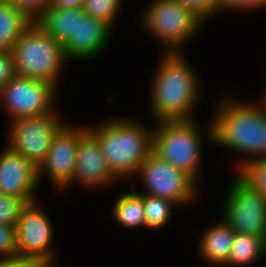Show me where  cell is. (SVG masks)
I'll return each instance as SVG.
<instances>
[{
    "mask_svg": "<svg viewBox=\"0 0 266 267\" xmlns=\"http://www.w3.org/2000/svg\"><path fill=\"white\" fill-rule=\"evenodd\" d=\"M226 93L216 98L209 119L213 145L239 154V159H243L235 163L233 169L237 172L248 162L266 157V102L261 97V101H254Z\"/></svg>",
    "mask_w": 266,
    "mask_h": 267,
    "instance_id": "cell-1",
    "label": "cell"
},
{
    "mask_svg": "<svg viewBox=\"0 0 266 267\" xmlns=\"http://www.w3.org/2000/svg\"><path fill=\"white\" fill-rule=\"evenodd\" d=\"M160 54L147 97L151 121L196 118L195 112L203 94L198 72L184 52Z\"/></svg>",
    "mask_w": 266,
    "mask_h": 267,
    "instance_id": "cell-2",
    "label": "cell"
},
{
    "mask_svg": "<svg viewBox=\"0 0 266 267\" xmlns=\"http://www.w3.org/2000/svg\"><path fill=\"white\" fill-rule=\"evenodd\" d=\"M124 115L109 117L95 125L88 124V130L98 139L113 175L119 181H132L152 152L154 124L149 127L135 116Z\"/></svg>",
    "mask_w": 266,
    "mask_h": 267,
    "instance_id": "cell-3",
    "label": "cell"
},
{
    "mask_svg": "<svg viewBox=\"0 0 266 267\" xmlns=\"http://www.w3.org/2000/svg\"><path fill=\"white\" fill-rule=\"evenodd\" d=\"M196 119L153 122L152 152L200 186L204 146L214 142L211 120L203 126Z\"/></svg>",
    "mask_w": 266,
    "mask_h": 267,
    "instance_id": "cell-4",
    "label": "cell"
},
{
    "mask_svg": "<svg viewBox=\"0 0 266 267\" xmlns=\"http://www.w3.org/2000/svg\"><path fill=\"white\" fill-rule=\"evenodd\" d=\"M15 74L61 86L68 63L63 45L44 32L35 22L22 33L11 48Z\"/></svg>",
    "mask_w": 266,
    "mask_h": 267,
    "instance_id": "cell-5",
    "label": "cell"
},
{
    "mask_svg": "<svg viewBox=\"0 0 266 267\" xmlns=\"http://www.w3.org/2000/svg\"><path fill=\"white\" fill-rule=\"evenodd\" d=\"M147 2L139 14V26L161 45V52H184V47L205 28L204 23L177 0Z\"/></svg>",
    "mask_w": 266,
    "mask_h": 267,
    "instance_id": "cell-6",
    "label": "cell"
},
{
    "mask_svg": "<svg viewBox=\"0 0 266 267\" xmlns=\"http://www.w3.org/2000/svg\"><path fill=\"white\" fill-rule=\"evenodd\" d=\"M135 178H138L143 186L141 190L136 188L135 191L165 198L180 208L199 199L197 197L200 195V186L188 174L160 159L153 152L140 165Z\"/></svg>",
    "mask_w": 266,
    "mask_h": 267,
    "instance_id": "cell-7",
    "label": "cell"
},
{
    "mask_svg": "<svg viewBox=\"0 0 266 267\" xmlns=\"http://www.w3.org/2000/svg\"><path fill=\"white\" fill-rule=\"evenodd\" d=\"M233 175L224 194L220 216L235 233L254 235L266 241V198L236 172Z\"/></svg>",
    "mask_w": 266,
    "mask_h": 267,
    "instance_id": "cell-8",
    "label": "cell"
},
{
    "mask_svg": "<svg viewBox=\"0 0 266 267\" xmlns=\"http://www.w3.org/2000/svg\"><path fill=\"white\" fill-rule=\"evenodd\" d=\"M54 84L15 75L0 91V106L8 121L51 114L59 95Z\"/></svg>",
    "mask_w": 266,
    "mask_h": 267,
    "instance_id": "cell-9",
    "label": "cell"
},
{
    "mask_svg": "<svg viewBox=\"0 0 266 267\" xmlns=\"http://www.w3.org/2000/svg\"><path fill=\"white\" fill-rule=\"evenodd\" d=\"M60 115L55 110L51 114L21 117L10 122L5 144L39 168L46 159L53 137L67 122Z\"/></svg>",
    "mask_w": 266,
    "mask_h": 267,
    "instance_id": "cell-10",
    "label": "cell"
},
{
    "mask_svg": "<svg viewBox=\"0 0 266 267\" xmlns=\"http://www.w3.org/2000/svg\"><path fill=\"white\" fill-rule=\"evenodd\" d=\"M78 124L67 121L53 137L46 159L38 168L40 185L47 176L56 192H62L71 182L76 168L78 144L88 131V124Z\"/></svg>",
    "mask_w": 266,
    "mask_h": 267,
    "instance_id": "cell-11",
    "label": "cell"
},
{
    "mask_svg": "<svg viewBox=\"0 0 266 267\" xmlns=\"http://www.w3.org/2000/svg\"><path fill=\"white\" fill-rule=\"evenodd\" d=\"M37 201L26 204L16 226L17 256L56 261L54 228L49 215Z\"/></svg>",
    "mask_w": 266,
    "mask_h": 267,
    "instance_id": "cell-12",
    "label": "cell"
},
{
    "mask_svg": "<svg viewBox=\"0 0 266 267\" xmlns=\"http://www.w3.org/2000/svg\"><path fill=\"white\" fill-rule=\"evenodd\" d=\"M4 145L0 149V193L20 199L25 204L37 201L38 189L41 187L38 168Z\"/></svg>",
    "mask_w": 266,
    "mask_h": 267,
    "instance_id": "cell-13",
    "label": "cell"
},
{
    "mask_svg": "<svg viewBox=\"0 0 266 267\" xmlns=\"http://www.w3.org/2000/svg\"><path fill=\"white\" fill-rule=\"evenodd\" d=\"M114 29L106 22L89 16L83 8H78V27L63 45L68 62H90L104 54L111 43Z\"/></svg>",
    "mask_w": 266,
    "mask_h": 267,
    "instance_id": "cell-14",
    "label": "cell"
},
{
    "mask_svg": "<svg viewBox=\"0 0 266 267\" xmlns=\"http://www.w3.org/2000/svg\"><path fill=\"white\" fill-rule=\"evenodd\" d=\"M118 181L102 155L98 139L88 130L78 144L74 176L62 191H67L74 185L82 187L81 189L88 188L90 191L92 188L105 190Z\"/></svg>",
    "mask_w": 266,
    "mask_h": 267,
    "instance_id": "cell-15",
    "label": "cell"
},
{
    "mask_svg": "<svg viewBox=\"0 0 266 267\" xmlns=\"http://www.w3.org/2000/svg\"><path fill=\"white\" fill-rule=\"evenodd\" d=\"M235 232L223 217L213 222L198 238L197 251L202 260L212 267H221L227 263L234 242Z\"/></svg>",
    "mask_w": 266,
    "mask_h": 267,
    "instance_id": "cell-16",
    "label": "cell"
},
{
    "mask_svg": "<svg viewBox=\"0 0 266 267\" xmlns=\"http://www.w3.org/2000/svg\"><path fill=\"white\" fill-rule=\"evenodd\" d=\"M130 181L129 189L119 194L118 198L112 207L114 222L120 227L126 229H141L146 230L145 211L142 203V193L135 191V183Z\"/></svg>",
    "mask_w": 266,
    "mask_h": 267,
    "instance_id": "cell-17",
    "label": "cell"
},
{
    "mask_svg": "<svg viewBox=\"0 0 266 267\" xmlns=\"http://www.w3.org/2000/svg\"><path fill=\"white\" fill-rule=\"evenodd\" d=\"M35 23L60 44L64 45L78 27V8L48 7Z\"/></svg>",
    "mask_w": 266,
    "mask_h": 267,
    "instance_id": "cell-18",
    "label": "cell"
},
{
    "mask_svg": "<svg viewBox=\"0 0 266 267\" xmlns=\"http://www.w3.org/2000/svg\"><path fill=\"white\" fill-rule=\"evenodd\" d=\"M266 260V241L249 234L235 233L227 263L230 267H249Z\"/></svg>",
    "mask_w": 266,
    "mask_h": 267,
    "instance_id": "cell-19",
    "label": "cell"
},
{
    "mask_svg": "<svg viewBox=\"0 0 266 267\" xmlns=\"http://www.w3.org/2000/svg\"><path fill=\"white\" fill-rule=\"evenodd\" d=\"M31 23L33 22L6 0H0V50H11Z\"/></svg>",
    "mask_w": 266,
    "mask_h": 267,
    "instance_id": "cell-20",
    "label": "cell"
},
{
    "mask_svg": "<svg viewBox=\"0 0 266 267\" xmlns=\"http://www.w3.org/2000/svg\"><path fill=\"white\" fill-rule=\"evenodd\" d=\"M142 203L145 211L146 229L159 231L169 226L173 211L178 206L170 200L152 195L142 194Z\"/></svg>",
    "mask_w": 266,
    "mask_h": 267,
    "instance_id": "cell-21",
    "label": "cell"
},
{
    "mask_svg": "<svg viewBox=\"0 0 266 267\" xmlns=\"http://www.w3.org/2000/svg\"><path fill=\"white\" fill-rule=\"evenodd\" d=\"M125 0H84L83 10L89 16L106 22L113 29Z\"/></svg>",
    "mask_w": 266,
    "mask_h": 267,
    "instance_id": "cell-22",
    "label": "cell"
},
{
    "mask_svg": "<svg viewBox=\"0 0 266 267\" xmlns=\"http://www.w3.org/2000/svg\"><path fill=\"white\" fill-rule=\"evenodd\" d=\"M236 173L266 198V157L248 162Z\"/></svg>",
    "mask_w": 266,
    "mask_h": 267,
    "instance_id": "cell-23",
    "label": "cell"
},
{
    "mask_svg": "<svg viewBox=\"0 0 266 267\" xmlns=\"http://www.w3.org/2000/svg\"><path fill=\"white\" fill-rule=\"evenodd\" d=\"M25 205L20 199L0 193V223L16 227Z\"/></svg>",
    "mask_w": 266,
    "mask_h": 267,
    "instance_id": "cell-24",
    "label": "cell"
},
{
    "mask_svg": "<svg viewBox=\"0 0 266 267\" xmlns=\"http://www.w3.org/2000/svg\"><path fill=\"white\" fill-rule=\"evenodd\" d=\"M187 10L191 11L197 16L205 25L209 22V19L216 15L219 16V7L217 0H177ZM208 21V22H207Z\"/></svg>",
    "mask_w": 266,
    "mask_h": 267,
    "instance_id": "cell-25",
    "label": "cell"
},
{
    "mask_svg": "<svg viewBox=\"0 0 266 267\" xmlns=\"http://www.w3.org/2000/svg\"><path fill=\"white\" fill-rule=\"evenodd\" d=\"M220 15L221 13H233L238 14L250 13L251 11L266 10V0H217Z\"/></svg>",
    "mask_w": 266,
    "mask_h": 267,
    "instance_id": "cell-26",
    "label": "cell"
},
{
    "mask_svg": "<svg viewBox=\"0 0 266 267\" xmlns=\"http://www.w3.org/2000/svg\"><path fill=\"white\" fill-rule=\"evenodd\" d=\"M17 11L23 13L29 20L35 22L49 7L51 0H6Z\"/></svg>",
    "mask_w": 266,
    "mask_h": 267,
    "instance_id": "cell-27",
    "label": "cell"
},
{
    "mask_svg": "<svg viewBox=\"0 0 266 267\" xmlns=\"http://www.w3.org/2000/svg\"><path fill=\"white\" fill-rule=\"evenodd\" d=\"M16 256V227L0 223V258H12Z\"/></svg>",
    "mask_w": 266,
    "mask_h": 267,
    "instance_id": "cell-28",
    "label": "cell"
},
{
    "mask_svg": "<svg viewBox=\"0 0 266 267\" xmlns=\"http://www.w3.org/2000/svg\"><path fill=\"white\" fill-rule=\"evenodd\" d=\"M10 50H0V91L15 76Z\"/></svg>",
    "mask_w": 266,
    "mask_h": 267,
    "instance_id": "cell-29",
    "label": "cell"
},
{
    "mask_svg": "<svg viewBox=\"0 0 266 267\" xmlns=\"http://www.w3.org/2000/svg\"><path fill=\"white\" fill-rule=\"evenodd\" d=\"M84 0H51L49 7L63 9L83 8Z\"/></svg>",
    "mask_w": 266,
    "mask_h": 267,
    "instance_id": "cell-30",
    "label": "cell"
},
{
    "mask_svg": "<svg viewBox=\"0 0 266 267\" xmlns=\"http://www.w3.org/2000/svg\"><path fill=\"white\" fill-rule=\"evenodd\" d=\"M31 260L26 257H12V258H0V267H25V265Z\"/></svg>",
    "mask_w": 266,
    "mask_h": 267,
    "instance_id": "cell-31",
    "label": "cell"
},
{
    "mask_svg": "<svg viewBox=\"0 0 266 267\" xmlns=\"http://www.w3.org/2000/svg\"><path fill=\"white\" fill-rule=\"evenodd\" d=\"M56 261L48 259H31L25 267H58L56 266Z\"/></svg>",
    "mask_w": 266,
    "mask_h": 267,
    "instance_id": "cell-32",
    "label": "cell"
},
{
    "mask_svg": "<svg viewBox=\"0 0 266 267\" xmlns=\"http://www.w3.org/2000/svg\"><path fill=\"white\" fill-rule=\"evenodd\" d=\"M264 88L265 89H263V94L261 95V98L266 102V83H265V85H264Z\"/></svg>",
    "mask_w": 266,
    "mask_h": 267,
    "instance_id": "cell-33",
    "label": "cell"
}]
</instances>
